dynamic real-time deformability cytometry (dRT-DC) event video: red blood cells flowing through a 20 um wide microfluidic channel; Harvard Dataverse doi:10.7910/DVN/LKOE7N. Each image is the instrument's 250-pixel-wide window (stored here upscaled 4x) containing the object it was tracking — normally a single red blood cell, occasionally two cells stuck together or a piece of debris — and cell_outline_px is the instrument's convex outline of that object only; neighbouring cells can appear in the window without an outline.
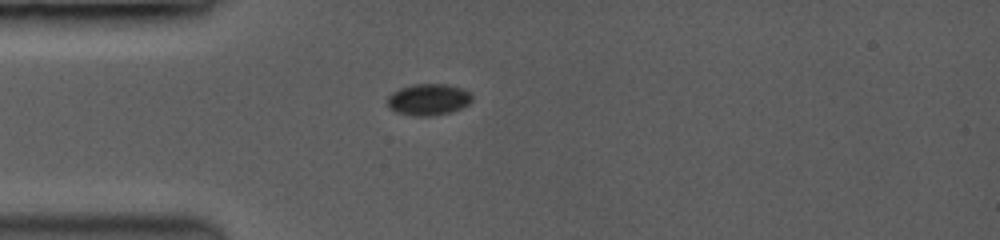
{"species": "common noctule bat (a hibernating species)", "species_latin": "Nyctalus noctula", "temperature_condition": "room temperature", "stored_images_in_passage": 3, "camera_frame_rate_fps": 3500, "um_per_image_px": 0.085, "animal": {"sex": "female", "body_mass_g": 19.0, "forearm_length_mm": 53.3}, "frame": {"image": 1, "passage_image": 1, "time_ms": 0.0, "image_size_px": [1000, 240], "cell_outline_px": [[472, 100], [468, 104], [452, 112], [432, 116], [412, 116], [396, 112], [388, 104], [388, 96], [392, 92], [400, 88], [416, 84], [440, 84], [460, 88], [468, 92], [472, 96]], "centroid_in_image_um": [36.4, 8.47], "position_along_channel_um": 48.6, "area_um2": 15.32}}